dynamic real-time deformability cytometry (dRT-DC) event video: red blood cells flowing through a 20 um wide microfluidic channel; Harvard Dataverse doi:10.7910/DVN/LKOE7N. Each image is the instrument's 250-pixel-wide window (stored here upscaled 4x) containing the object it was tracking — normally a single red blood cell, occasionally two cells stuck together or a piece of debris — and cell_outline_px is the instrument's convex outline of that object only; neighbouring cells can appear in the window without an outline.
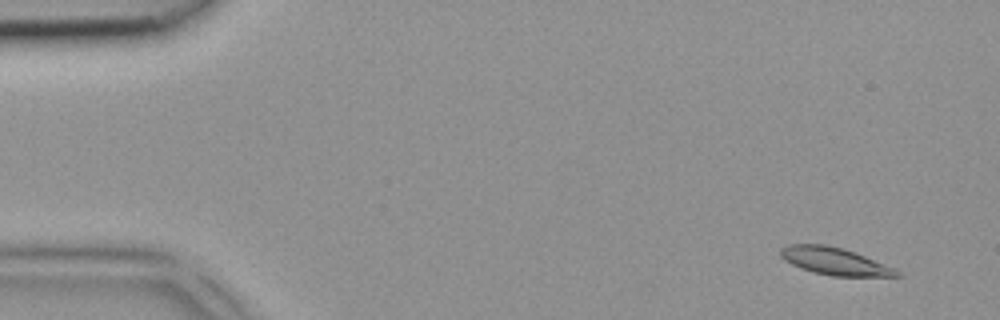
{"species": "common noctule bat (a hibernating species)", "species_latin": "Nyctalus noctula", "temperature_condition": "room temperature", "stored_images_in_passage": 4, "segment_of_instrument_passage": [1, 2], "camera_frame_rate_fps": 3000, "um_per_image_px": 0.085, "animal": {"sex": "female", "body_mass_g": 18.4}, "frame": {"image": 1, "passage_image": 1, "time_ms": 0.0, "image_size_px": [1000, 320], "cell_outline_px": [[900, 276], [832, 276], [816, 272], [792, 264], [784, 260], [780, 256], [780, 248], [788, 244], [824, 244], [844, 248], [856, 252], [896, 268], [900, 272]], "centroid_in_image_um": [70.97, 22.18], "position_along_channel_um": 14.0, "area_um2": 18.5}}